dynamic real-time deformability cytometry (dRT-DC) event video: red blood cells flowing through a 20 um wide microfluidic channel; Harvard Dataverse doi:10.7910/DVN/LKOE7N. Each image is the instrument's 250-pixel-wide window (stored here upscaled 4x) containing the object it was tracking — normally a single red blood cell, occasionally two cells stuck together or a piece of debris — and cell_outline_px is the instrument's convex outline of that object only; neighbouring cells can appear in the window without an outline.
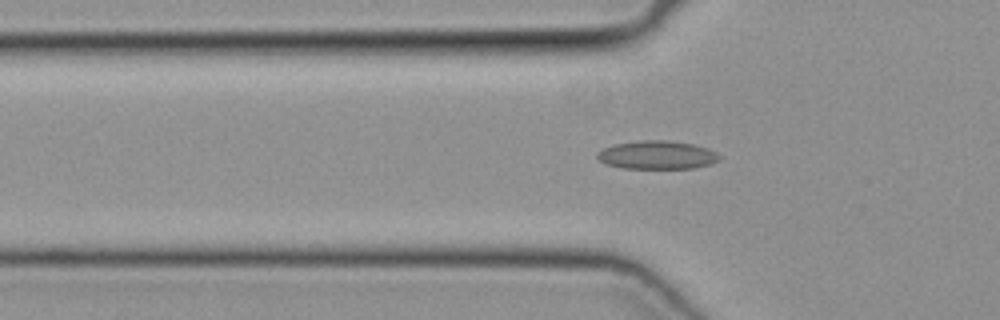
{"species": "common noctule bat (a hibernating species)", "species_latin": "Nyctalus noctula", "temperature_condition": "cold", "stored_images_in_passage": 43, "camera_frame_rate_fps": 3000, "um_per_image_px": 0.085, "animal": {"sex": "female", "body_mass_g": 19.3, "forearm_length_mm": 54.1}, "frame": {"image": 1, "passage_image": 17, "time_ms": 5.333, "image_size_px": [1000, 320], "cell_outline_px": [[720, 160], [708, 164], [692, 168], [624, 168], [604, 164], [596, 156], [596, 152], [604, 148], [616, 144], [640, 140], [664, 140], [692, 144], [708, 148], [716, 152], [720, 156]], "centroid_in_image_um": [55.83, 13.17], "position_along_channel_um": 70.0, "area_um2": 20.06}}
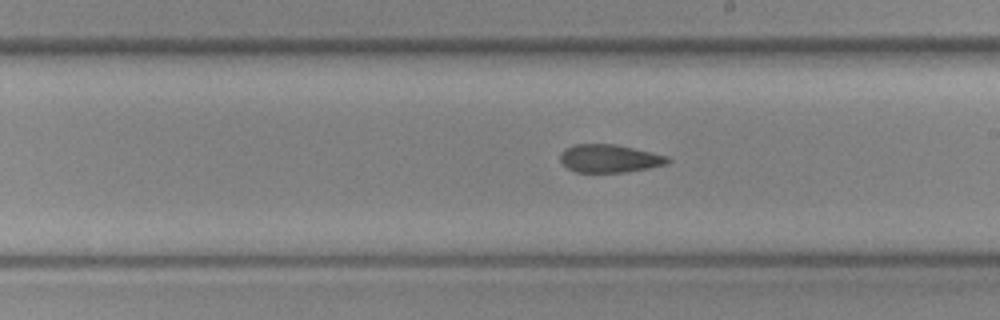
{"frame": {"image": 2, "passage_image": 29, "time_ms": 9.333, "image_size_px": [1000, 320], "cell_outline_px": [[672, 160], [668, 164], [648, 168], [624, 172], [576, 172], [568, 168], [560, 160], [560, 152], [564, 148], [576, 144], [616, 144], [652, 152], [668, 156]], "centroid_in_image_um": [51.82, 13.46], "position_along_channel_um": 237.2, "area_um2": 17.63}}
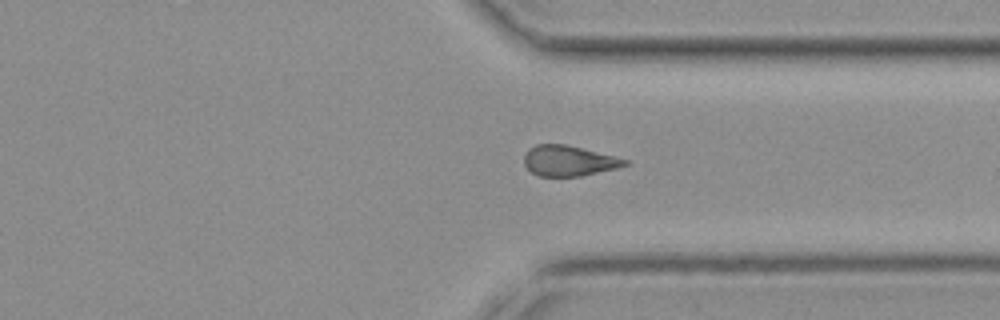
{"frame": {"image": 3, "passage_image": 38, "time_ms": 12.333, "image_size_px": [1000, 320], "cell_outline_px": [[628, 164], [616, 168], [580, 176], [536, 176], [524, 164], [524, 156], [528, 148], [536, 144], [564, 144], [628, 160]], "centroid_in_image_um": [48.28, 13.67], "position_along_channel_um": 363.1, "area_um2": 17.57}}